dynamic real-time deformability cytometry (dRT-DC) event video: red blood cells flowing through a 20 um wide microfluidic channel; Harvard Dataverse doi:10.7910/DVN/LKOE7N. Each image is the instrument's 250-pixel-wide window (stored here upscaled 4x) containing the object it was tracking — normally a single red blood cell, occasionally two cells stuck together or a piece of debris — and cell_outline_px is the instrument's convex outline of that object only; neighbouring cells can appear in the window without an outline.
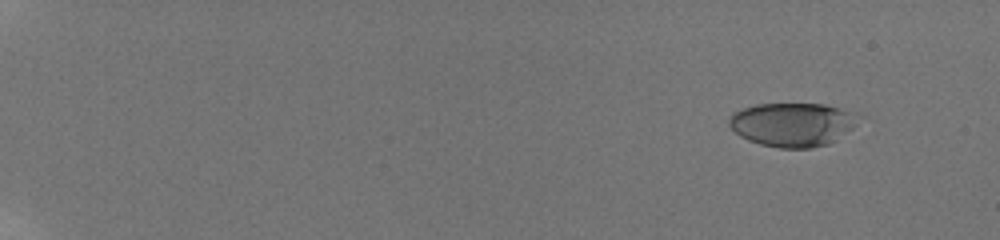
{"species": "human", "species_latin": "Homo sapiens", "temperature_condition": "room temperature", "stored_images_in_passage": 23, "camera_frame_rate_fps": 3000, "um_per_image_px": 0.085, "donor": {"sex": "male"}, "frame": {"image": 1, "passage_image": 1, "time_ms": 0.0, "image_size_px": [1000, 240], "cell_outline_px": [[864, 116], [852, 128], [828, 144], [812, 148], [780, 148], [760, 144], [748, 140], [740, 136], [728, 124], [728, 120], [736, 112], [744, 108], [756, 104], [824, 104], [860, 112]], "centroid_in_image_um": [67.44, 10.57], "position_along_channel_um": 17.6, "area_um2": 33.18}}
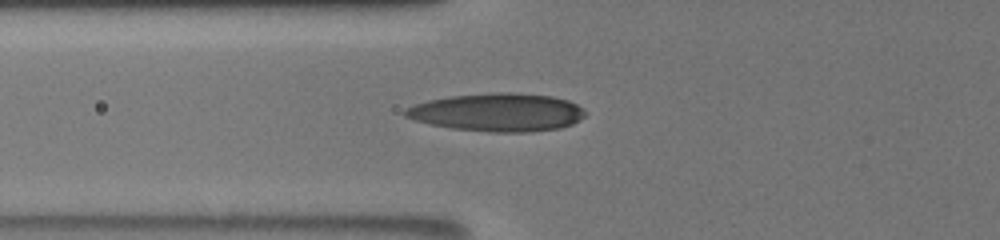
{"frame": {"image": 2, "passage_image": 20, "time_ms": 6.667, "image_size_px": [1000, 240], "cell_outline_px": [[588, 112], [580, 120], [572, 124], [560, 128], [528, 132], [492, 132], [452, 128], [428, 124], [404, 116], [404, 108], [428, 100], [448, 96], [492, 92], [512, 92], [552, 96], [568, 100], [584, 108]], "centroid_in_image_um": [42.31, 9.54], "position_along_channel_um": 83.5, "area_um2": 40.23}}
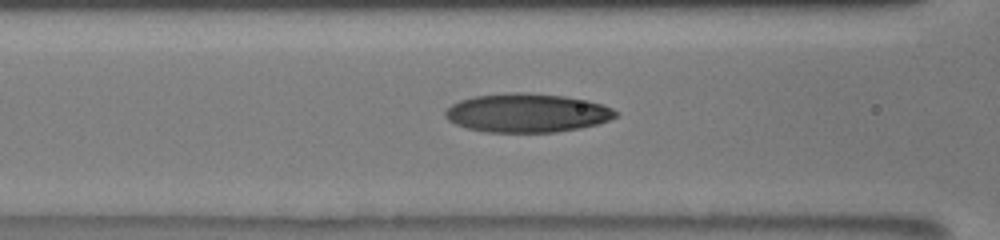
{"frame": {"image": 3, "passage_image": 23, "time_ms": 7.667, "image_size_px": [1000, 240], "cell_outline_px": [[616, 116], [608, 120], [596, 124], [580, 128], [556, 132], [488, 132], [468, 128], [456, 124], [448, 120], [444, 116], [444, 112], [452, 104], [460, 100], [476, 96], [512, 92], [528, 92], [564, 96], [588, 100], [604, 104], [612, 108], [616, 112]], "centroid_in_image_um": [44.8, 9.59], "position_along_channel_um": 121.8, "area_um2": 38.44}}